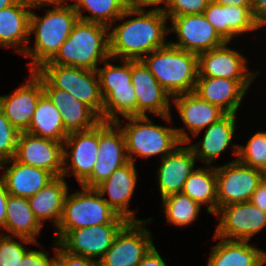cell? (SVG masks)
<instances>
[{
  "label": "cell",
  "instance_id": "1",
  "mask_svg": "<svg viewBox=\"0 0 266 266\" xmlns=\"http://www.w3.org/2000/svg\"><path fill=\"white\" fill-rule=\"evenodd\" d=\"M145 10L144 7L130 4L118 20L133 15L137 17L125 20L115 27H109L111 58L122 57L121 60L138 61L144 58V54L148 55L168 44L165 42V35L169 33V28L166 27V14L160 7H154L148 12Z\"/></svg>",
  "mask_w": 266,
  "mask_h": 266
},
{
  "label": "cell",
  "instance_id": "2",
  "mask_svg": "<svg viewBox=\"0 0 266 266\" xmlns=\"http://www.w3.org/2000/svg\"><path fill=\"white\" fill-rule=\"evenodd\" d=\"M109 31L106 25L78 19L56 55L44 64L73 66L96 71L99 63L106 59L113 60L110 57Z\"/></svg>",
  "mask_w": 266,
  "mask_h": 266
},
{
  "label": "cell",
  "instance_id": "3",
  "mask_svg": "<svg viewBox=\"0 0 266 266\" xmlns=\"http://www.w3.org/2000/svg\"><path fill=\"white\" fill-rule=\"evenodd\" d=\"M54 6L43 17L30 13L29 36L35 34V48L26 45L24 53L33 60L28 63L30 71H36L56 55L79 19L71 4L61 2Z\"/></svg>",
  "mask_w": 266,
  "mask_h": 266
},
{
  "label": "cell",
  "instance_id": "4",
  "mask_svg": "<svg viewBox=\"0 0 266 266\" xmlns=\"http://www.w3.org/2000/svg\"><path fill=\"white\" fill-rule=\"evenodd\" d=\"M130 122L123 127L120 119L116 123L123 131L129 161L135 162L136 155L142 158L162 154L161 158L173 152L180 144L190 143L191 138L184 128L153 125L146 116L125 117Z\"/></svg>",
  "mask_w": 266,
  "mask_h": 266
},
{
  "label": "cell",
  "instance_id": "5",
  "mask_svg": "<svg viewBox=\"0 0 266 266\" xmlns=\"http://www.w3.org/2000/svg\"><path fill=\"white\" fill-rule=\"evenodd\" d=\"M141 61L171 97L194 91L198 77L197 54L168 43Z\"/></svg>",
  "mask_w": 266,
  "mask_h": 266
},
{
  "label": "cell",
  "instance_id": "6",
  "mask_svg": "<svg viewBox=\"0 0 266 266\" xmlns=\"http://www.w3.org/2000/svg\"><path fill=\"white\" fill-rule=\"evenodd\" d=\"M81 187V192L67 193L63 214L56 231H71L94 225L128 222L106 203L95 188Z\"/></svg>",
  "mask_w": 266,
  "mask_h": 266
},
{
  "label": "cell",
  "instance_id": "7",
  "mask_svg": "<svg viewBox=\"0 0 266 266\" xmlns=\"http://www.w3.org/2000/svg\"><path fill=\"white\" fill-rule=\"evenodd\" d=\"M37 71L54 87L73 95L91 107L102 120L103 98L95 70L43 64Z\"/></svg>",
  "mask_w": 266,
  "mask_h": 266
},
{
  "label": "cell",
  "instance_id": "8",
  "mask_svg": "<svg viewBox=\"0 0 266 266\" xmlns=\"http://www.w3.org/2000/svg\"><path fill=\"white\" fill-rule=\"evenodd\" d=\"M146 223V220L128 221L98 261V266H138L154 246L151 233L143 228Z\"/></svg>",
  "mask_w": 266,
  "mask_h": 266
},
{
  "label": "cell",
  "instance_id": "9",
  "mask_svg": "<svg viewBox=\"0 0 266 266\" xmlns=\"http://www.w3.org/2000/svg\"><path fill=\"white\" fill-rule=\"evenodd\" d=\"M263 178L262 171L241 163L237 158L216 167L217 210L225 205L250 201Z\"/></svg>",
  "mask_w": 266,
  "mask_h": 266
},
{
  "label": "cell",
  "instance_id": "10",
  "mask_svg": "<svg viewBox=\"0 0 266 266\" xmlns=\"http://www.w3.org/2000/svg\"><path fill=\"white\" fill-rule=\"evenodd\" d=\"M129 162L125 137L116 122L99 123V150L91 175L80 185L95 188L118 168Z\"/></svg>",
  "mask_w": 266,
  "mask_h": 266
},
{
  "label": "cell",
  "instance_id": "11",
  "mask_svg": "<svg viewBox=\"0 0 266 266\" xmlns=\"http://www.w3.org/2000/svg\"><path fill=\"white\" fill-rule=\"evenodd\" d=\"M125 224L94 225L71 231H56L55 241L64 251L86 258L99 257V261L111 247Z\"/></svg>",
  "mask_w": 266,
  "mask_h": 266
},
{
  "label": "cell",
  "instance_id": "12",
  "mask_svg": "<svg viewBox=\"0 0 266 266\" xmlns=\"http://www.w3.org/2000/svg\"><path fill=\"white\" fill-rule=\"evenodd\" d=\"M215 215L220 221L214 236L225 240L249 241L266 226V212L250 201L225 205Z\"/></svg>",
  "mask_w": 266,
  "mask_h": 266
},
{
  "label": "cell",
  "instance_id": "13",
  "mask_svg": "<svg viewBox=\"0 0 266 266\" xmlns=\"http://www.w3.org/2000/svg\"><path fill=\"white\" fill-rule=\"evenodd\" d=\"M69 148H71L70 152ZM98 150L99 124L85 131L68 134L63 142L62 176L65 177L68 172H72L81 185L93 171ZM67 160L71 161L70 166H68Z\"/></svg>",
  "mask_w": 266,
  "mask_h": 266
},
{
  "label": "cell",
  "instance_id": "14",
  "mask_svg": "<svg viewBox=\"0 0 266 266\" xmlns=\"http://www.w3.org/2000/svg\"><path fill=\"white\" fill-rule=\"evenodd\" d=\"M169 19L172 21L169 32H175L178 36V42L169 43L179 49L198 55L226 42L203 13L180 15Z\"/></svg>",
  "mask_w": 266,
  "mask_h": 266
},
{
  "label": "cell",
  "instance_id": "15",
  "mask_svg": "<svg viewBox=\"0 0 266 266\" xmlns=\"http://www.w3.org/2000/svg\"><path fill=\"white\" fill-rule=\"evenodd\" d=\"M131 83L137 99V116H146V112H150L171 123V95L141 60H131Z\"/></svg>",
  "mask_w": 266,
  "mask_h": 266
},
{
  "label": "cell",
  "instance_id": "16",
  "mask_svg": "<svg viewBox=\"0 0 266 266\" xmlns=\"http://www.w3.org/2000/svg\"><path fill=\"white\" fill-rule=\"evenodd\" d=\"M14 159L25 165L47 170L55 177L62 176L63 143L20 132Z\"/></svg>",
  "mask_w": 266,
  "mask_h": 266
},
{
  "label": "cell",
  "instance_id": "17",
  "mask_svg": "<svg viewBox=\"0 0 266 266\" xmlns=\"http://www.w3.org/2000/svg\"><path fill=\"white\" fill-rule=\"evenodd\" d=\"M43 94L42 75L37 70L30 71V78L24 85L13 93L0 96V108L19 132H26Z\"/></svg>",
  "mask_w": 266,
  "mask_h": 266
},
{
  "label": "cell",
  "instance_id": "18",
  "mask_svg": "<svg viewBox=\"0 0 266 266\" xmlns=\"http://www.w3.org/2000/svg\"><path fill=\"white\" fill-rule=\"evenodd\" d=\"M254 79L197 77L194 93L226 114H237L241 101Z\"/></svg>",
  "mask_w": 266,
  "mask_h": 266
},
{
  "label": "cell",
  "instance_id": "19",
  "mask_svg": "<svg viewBox=\"0 0 266 266\" xmlns=\"http://www.w3.org/2000/svg\"><path fill=\"white\" fill-rule=\"evenodd\" d=\"M198 54V77H217L226 79H255L257 72H248L242 54L226 45Z\"/></svg>",
  "mask_w": 266,
  "mask_h": 266
},
{
  "label": "cell",
  "instance_id": "20",
  "mask_svg": "<svg viewBox=\"0 0 266 266\" xmlns=\"http://www.w3.org/2000/svg\"><path fill=\"white\" fill-rule=\"evenodd\" d=\"M42 85L44 94L60 111L67 134L91 129L102 121L91 107L70 93L54 88L43 76Z\"/></svg>",
  "mask_w": 266,
  "mask_h": 266
},
{
  "label": "cell",
  "instance_id": "21",
  "mask_svg": "<svg viewBox=\"0 0 266 266\" xmlns=\"http://www.w3.org/2000/svg\"><path fill=\"white\" fill-rule=\"evenodd\" d=\"M134 165L129 161L95 187L102 197L108 193L109 199L104 198L106 203L128 221H135L134 211L128 210V204L137 183V172Z\"/></svg>",
  "mask_w": 266,
  "mask_h": 266
},
{
  "label": "cell",
  "instance_id": "22",
  "mask_svg": "<svg viewBox=\"0 0 266 266\" xmlns=\"http://www.w3.org/2000/svg\"><path fill=\"white\" fill-rule=\"evenodd\" d=\"M203 14L226 42L236 35L259 29L252 7L221 5L210 1Z\"/></svg>",
  "mask_w": 266,
  "mask_h": 266
},
{
  "label": "cell",
  "instance_id": "23",
  "mask_svg": "<svg viewBox=\"0 0 266 266\" xmlns=\"http://www.w3.org/2000/svg\"><path fill=\"white\" fill-rule=\"evenodd\" d=\"M13 163L7 167L5 164ZM0 169L5 174L3 180L10 195L29 198L51 182L55 176L44 169L29 166L16 161L14 158L0 163Z\"/></svg>",
  "mask_w": 266,
  "mask_h": 266
},
{
  "label": "cell",
  "instance_id": "24",
  "mask_svg": "<svg viewBox=\"0 0 266 266\" xmlns=\"http://www.w3.org/2000/svg\"><path fill=\"white\" fill-rule=\"evenodd\" d=\"M178 146L164 156L158 170V182L161 197L181 192L185 181L195 170V154L190 146Z\"/></svg>",
  "mask_w": 266,
  "mask_h": 266
},
{
  "label": "cell",
  "instance_id": "25",
  "mask_svg": "<svg viewBox=\"0 0 266 266\" xmlns=\"http://www.w3.org/2000/svg\"><path fill=\"white\" fill-rule=\"evenodd\" d=\"M172 98L182 121L194 136L226 115L219 107L200 99L194 92Z\"/></svg>",
  "mask_w": 266,
  "mask_h": 266
},
{
  "label": "cell",
  "instance_id": "26",
  "mask_svg": "<svg viewBox=\"0 0 266 266\" xmlns=\"http://www.w3.org/2000/svg\"><path fill=\"white\" fill-rule=\"evenodd\" d=\"M221 239L212 247L207 266H263L266 252L255 248L248 241Z\"/></svg>",
  "mask_w": 266,
  "mask_h": 266
},
{
  "label": "cell",
  "instance_id": "27",
  "mask_svg": "<svg viewBox=\"0 0 266 266\" xmlns=\"http://www.w3.org/2000/svg\"><path fill=\"white\" fill-rule=\"evenodd\" d=\"M32 6L17 1L10 7L0 10V46L9 48L15 46L20 54L24 55L26 47L21 44L27 43L29 36V18ZM20 44V45H19Z\"/></svg>",
  "mask_w": 266,
  "mask_h": 266
},
{
  "label": "cell",
  "instance_id": "28",
  "mask_svg": "<svg viewBox=\"0 0 266 266\" xmlns=\"http://www.w3.org/2000/svg\"><path fill=\"white\" fill-rule=\"evenodd\" d=\"M68 187L63 176H56L45 187L32 197L27 198L29 206L36 219L43 225L42 220L50 219L57 227L64 207Z\"/></svg>",
  "mask_w": 266,
  "mask_h": 266
},
{
  "label": "cell",
  "instance_id": "29",
  "mask_svg": "<svg viewBox=\"0 0 266 266\" xmlns=\"http://www.w3.org/2000/svg\"><path fill=\"white\" fill-rule=\"evenodd\" d=\"M235 117L236 114H226L212 123L207 127L202 141L190 146L197 160L203 159L205 165L211 166L212 161L230 145L236 129Z\"/></svg>",
  "mask_w": 266,
  "mask_h": 266
},
{
  "label": "cell",
  "instance_id": "30",
  "mask_svg": "<svg viewBox=\"0 0 266 266\" xmlns=\"http://www.w3.org/2000/svg\"><path fill=\"white\" fill-rule=\"evenodd\" d=\"M40 222L34 216L27 198L10 195L7 199L6 218L3 229L13 237H23L38 244L36 236L41 231Z\"/></svg>",
  "mask_w": 266,
  "mask_h": 266
},
{
  "label": "cell",
  "instance_id": "31",
  "mask_svg": "<svg viewBox=\"0 0 266 266\" xmlns=\"http://www.w3.org/2000/svg\"><path fill=\"white\" fill-rule=\"evenodd\" d=\"M27 133L58 142H64L68 134L63 126L60 111L43 94L36 105Z\"/></svg>",
  "mask_w": 266,
  "mask_h": 266
},
{
  "label": "cell",
  "instance_id": "32",
  "mask_svg": "<svg viewBox=\"0 0 266 266\" xmlns=\"http://www.w3.org/2000/svg\"><path fill=\"white\" fill-rule=\"evenodd\" d=\"M205 169H195L184 183L182 193L189 196L193 201L210 205L207 207L208 213L217 212V179L216 167L207 165Z\"/></svg>",
  "mask_w": 266,
  "mask_h": 266
},
{
  "label": "cell",
  "instance_id": "33",
  "mask_svg": "<svg viewBox=\"0 0 266 266\" xmlns=\"http://www.w3.org/2000/svg\"><path fill=\"white\" fill-rule=\"evenodd\" d=\"M71 4L78 18L87 22H95L112 26L114 20H118L130 5L128 0H74ZM82 8L90 12L89 16L83 14Z\"/></svg>",
  "mask_w": 266,
  "mask_h": 266
},
{
  "label": "cell",
  "instance_id": "34",
  "mask_svg": "<svg viewBox=\"0 0 266 266\" xmlns=\"http://www.w3.org/2000/svg\"><path fill=\"white\" fill-rule=\"evenodd\" d=\"M103 98L102 120L116 122L119 115L137 116V99L134 87L122 89H100Z\"/></svg>",
  "mask_w": 266,
  "mask_h": 266
},
{
  "label": "cell",
  "instance_id": "35",
  "mask_svg": "<svg viewBox=\"0 0 266 266\" xmlns=\"http://www.w3.org/2000/svg\"><path fill=\"white\" fill-rule=\"evenodd\" d=\"M166 219L170 224L187 226L197 218L201 206L182 192L162 198Z\"/></svg>",
  "mask_w": 266,
  "mask_h": 266
},
{
  "label": "cell",
  "instance_id": "36",
  "mask_svg": "<svg viewBox=\"0 0 266 266\" xmlns=\"http://www.w3.org/2000/svg\"><path fill=\"white\" fill-rule=\"evenodd\" d=\"M233 147V154L241 163L266 172V132L255 133L246 146L236 144Z\"/></svg>",
  "mask_w": 266,
  "mask_h": 266
},
{
  "label": "cell",
  "instance_id": "37",
  "mask_svg": "<svg viewBox=\"0 0 266 266\" xmlns=\"http://www.w3.org/2000/svg\"><path fill=\"white\" fill-rule=\"evenodd\" d=\"M124 65L114 66L104 61V68H97L100 89H122L133 87L131 83V60H121Z\"/></svg>",
  "mask_w": 266,
  "mask_h": 266
},
{
  "label": "cell",
  "instance_id": "38",
  "mask_svg": "<svg viewBox=\"0 0 266 266\" xmlns=\"http://www.w3.org/2000/svg\"><path fill=\"white\" fill-rule=\"evenodd\" d=\"M20 242L15 241L11 235H0V266H20L24 254L28 251L22 243H36L23 237H16Z\"/></svg>",
  "mask_w": 266,
  "mask_h": 266
},
{
  "label": "cell",
  "instance_id": "39",
  "mask_svg": "<svg viewBox=\"0 0 266 266\" xmlns=\"http://www.w3.org/2000/svg\"><path fill=\"white\" fill-rule=\"evenodd\" d=\"M19 134L0 108V163L14 158Z\"/></svg>",
  "mask_w": 266,
  "mask_h": 266
},
{
  "label": "cell",
  "instance_id": "40",
  "mask_svg": "<svg viewBox=\"0 0 266 266\" xmlns=\"http://www.w3.org/2000/svg\"><path fill=\"white\" fill-rule=\"evenodd\" d=\"M211 0H167L160 9L168 18L180 15L202 14Z\"/></svg>",
  "mask_w": 266,
  "mask_h": 266
},
{
  "label": "cell",
  "instance_id": "41",
  "mask_svg": "<svg viewBox=\"0 0 266 266\" xmlns=\"http://www.w3.org/2000/svg\"><path fill=\"white\" fill-rule=\"evenodd\" d=\"M56 245L54 251L56 256L54 258H49L47 254L41 250H28L24 256L23 261L20 266H58V243L55 241Z\"/></svg>",
  "mask_w": 266,
  "mask_h": 266
},
{
  "label": "cell",
  "instance_id": "42",
  "mask_svg": "<svg viewBox=\"0 0 266 266\" xmlns=\"http://www.w3.org/2000/svg\"><path fill=\"white\" fill-rule=\"evenodd\" d=\"M58 266H98V261L70 254L59 246Z\"/></svg>",
  "mask_w": 266,
  "mask_h": 266
},
{
  "label": "cell",
  "instance_id": "43",
  "mask_svg": "<svg viewBox=\"0 0 266 266\" xmlns=\"http://www.w3.org/2000/svg\"><path fill=\"white\" fill-rule=\"evenodd\" d=\"M252 14L256 25H266V0H252Z\"/></svg>",
  "mask_w": 266,
  "mask_h": 266
},
{
  "label": "cell",
  "instance_id": "44",
  "mask_svg": "<svg viewBox=\"0 0 266 266\" xmlns=\"http://www.w3.org/2000/svg\"><path fill=\"white\" fill-rule=\"evenodd\" d=\"M250 202L266 212V182L264 180L252 194Z\"/></svg>",
  "mask_w": 266,
  "mask_h": 266
},
{
  "label": "cell",
  "instance_id": "45",
  "mask_svg": "<svg viewBox=\"0 0 266 266\" xmlns=\"http://www.w3.org/2000/svg\"><path fill=\"white\" fill-rule=\"evenodd\" d=\"M138 266H167V264L163 261L156 247L153 246Z\"/></svg>",
  "mask_w": 266,
  "mask_h": 266
},
{
  "label": "cell",
  "instance_id": "46",
  "mask_svg": "<svg viewBox=\"0 0 266 266\" xmlns=\"http://www.w3.org/2000/svg\"><path fill=\"white\" fill-rule=\"evenodd\" d=\"M9 193L6 190L3 180L0 178V227L3 228L6 218V206Z\"/></svg>",
  "mask_w": 266,
  "mask_h": 266
},
{
  "label": "cell",
  "instance_id": "47",
  "mask_svg": "<svg viewBox=\"0 0 266 266\" xmlns=\"http://www.w3.org/2000/svg\"><path fill=\"white\" fill-rule=\"evenodd\" d=\"M211 1L221 5L252 7V0H211Z\"/></svg>",
  "mask_w": 266,
  "mask_h": 266
},
{
  "label": "cell",
  "instance_id": "48",
  "mask_svg": "<svg viewBox=\"0 0 266 266\" xmlns=\"http://www.w3.org/2000/svg\"><path fill=\"white\" fill-rule=\"evenodd\" d=\"M21 2L27 3L28 5L32 6V8H39L41 6L46 5H54L57 3L64 2L66 0H19Z\"/></svg>",
  "mask_w": 266,
  "mask_h": 266
},
{
  "label": "cell",
  "instance_id": "49",
  "mask_svg": "<svg viewBox=\"0 0 266 266\" xmlns=\"http://www.w3.org/2000/svg\"><path fill=\"white\" fill-rule=\"evenodd\" d=\"M167 0H132L130 2L131 5L137 6V7H145V6H156V8H159V4L165 3Z\"/></svg>",
  "mask_w": 266,
  "mask_h": 266
},
{
  "label": "cell",
  "instance_id": "50",
  "mask_svg": "<svg viewBox=\"0 0 266 266\" xmlns=\"http://www.w3.org/2000/svg\"><path fill=\"white\" fill-rule=\"evenodd\" d=\"M18 0H0V10L10 7L14 3H16Z\"/></svg>",
  "mask_w": 266,
  "mask_h": 266
},
{
  "label": "cell",
  "instance_id": "51",
  "mask_svg": "<svg viewBox=\"0 0 266 266\" xmlns=\"http://www.w3.org/2000/svg\"><path fill=\"white\" fill-rule=\"evenodd\" d=\"M263 180L266 182V172L264 173V178Z\"/></svg>",
  "mask_w": 266,
  "mask_h": 266
}]
</instances>
